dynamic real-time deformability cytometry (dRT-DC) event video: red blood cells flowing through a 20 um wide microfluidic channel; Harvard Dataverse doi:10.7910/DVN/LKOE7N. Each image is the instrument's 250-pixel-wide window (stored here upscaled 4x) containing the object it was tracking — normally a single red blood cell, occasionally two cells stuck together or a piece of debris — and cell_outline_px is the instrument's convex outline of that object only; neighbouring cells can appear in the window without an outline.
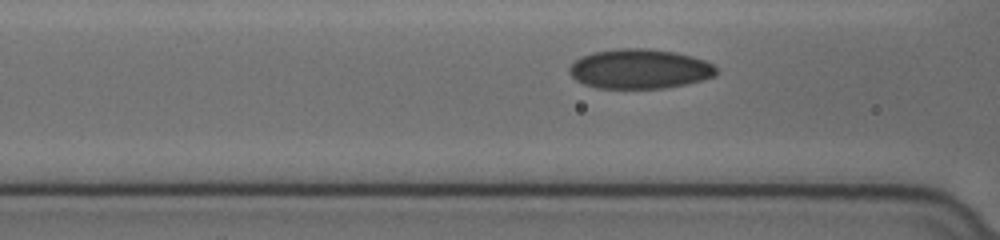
{"species": "human", "species_latin": "Homo sapiens", "temperature_condition": "cold", "stored_images_in_passage": 13, "camera_frame_rate_fps": 3000, "um_per_image_px": 0.085, "donor": {"sex": "female"}, "frame": {"image": 1, "passage_image": 10, "time_ms": 3.0, "image_size_px": [1000, 240], "cell_outline_px": [[716, 76], [684, 84], [664, 88], [596, 88], [584, 84], [576, 80], [568, 72], [568, 68], [580, 56], [592, 52], [620, 48], [648, 48], [672, 52], [692, 56], [704, 60], [712, 64], [716, 68]], "centroid_in_image_um": [54.33, 5.85], "position_along_channel_um": 112.3, "area_um2": 33.87}}